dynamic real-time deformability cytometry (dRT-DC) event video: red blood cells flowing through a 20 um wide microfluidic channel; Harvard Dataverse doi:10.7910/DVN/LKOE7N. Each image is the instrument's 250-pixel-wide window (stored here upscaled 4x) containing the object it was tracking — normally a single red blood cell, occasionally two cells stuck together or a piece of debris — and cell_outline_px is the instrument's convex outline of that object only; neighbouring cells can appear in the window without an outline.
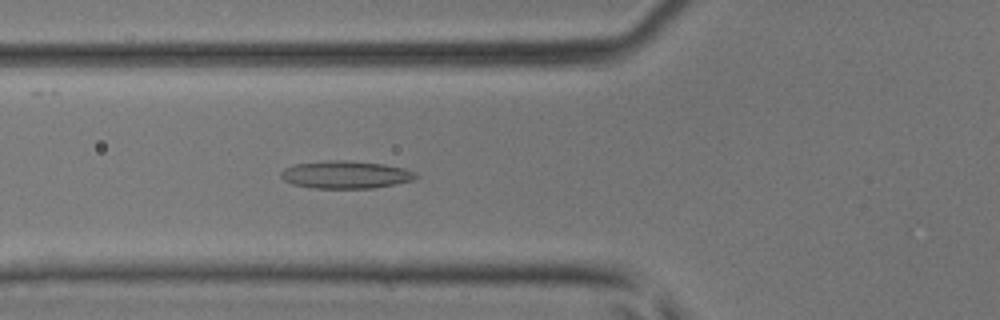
{"species": "common noctule bat (a hibernating species)", "species_latin": "Nyctalus noctula", "temperature_condition": "room temperature", "stored_images_in_passage": 47, "camera_frame_rate_fps": 3000, "um_per_image_px": 0.085, "animal": {"sex": "male", "body_mass_g": 17.9, "forearm_length_mm": 54.2}, "frame": {"image": 1, "passage_image": 17, "time_ms": 5.333, "image_size_px": [1000, 320], "cell_outline_px": [[420, 176], [412, 180], [372, 188], [312, 188], [292, 184], [284, 180], [280, 176], [280, 172], [284, 168], [292, 164], [328, 160], [344, 160], [384, 164], [404, 168], [416, 172]], "centroid_in_image_um": [29.34, 14.84], "position_along_channel_um": 96.5, "area_um2": 21.79}}
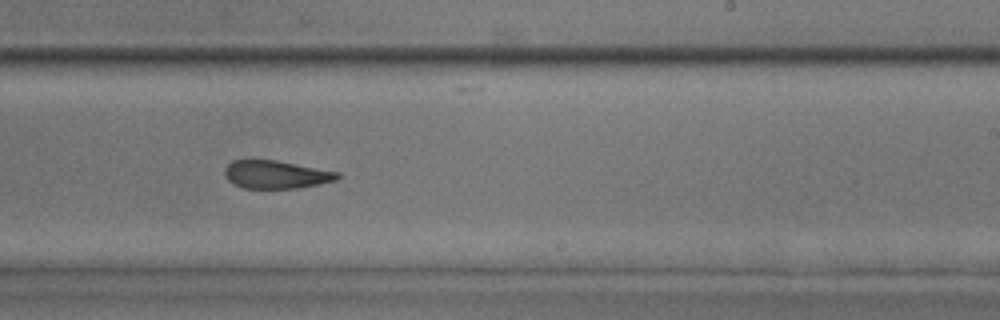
{"frame": {"image": 2, "passage_image": 29, "time_ms": 9.333, "image_size_px": [1000, 320], "cell_outline_px": [[340, 176], [336, 180], [320, 184], [296, 188], [244, 188], [232, 184], [224, 176], [224, 168], [232, 160], [252, 156], [276, 160], [340, 172]], "centroid_in_image_um": [23.38, 14.79], "position_along_channel_um": 265.6, "area_um2": 19.13}}
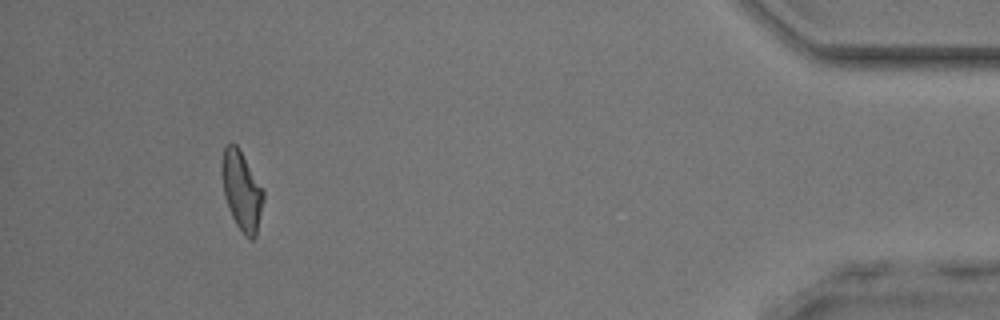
{"frame": {"image": 3, "passage_image": 44, "time_ms": 14.333, "image_size_px": [1000, 320], "cell_outline_px": [[264, 200], [256, 236], [252, 240], [244, 236], [236, 224], [228, 208], [224, 196], [220, 172], [220, 164], [224, 148], [228, 144], [236, 144], [264, 188]], "centroid_in_image_um": [20.54, 16.22], "position_along_channel_um": 414.7, "area_um2": 19.54}, "authors_computed_cell_mechanics": {"area_um2": 19.8832, "velocity_mm_per_s": 4.2465, "shape_relaxation_time_tau1_ms": null, "shape_relaxation_time_tau2_ms": 1.8458, "deformation_change_tau1": null, "deformation_change_tau2": 0.1009}}